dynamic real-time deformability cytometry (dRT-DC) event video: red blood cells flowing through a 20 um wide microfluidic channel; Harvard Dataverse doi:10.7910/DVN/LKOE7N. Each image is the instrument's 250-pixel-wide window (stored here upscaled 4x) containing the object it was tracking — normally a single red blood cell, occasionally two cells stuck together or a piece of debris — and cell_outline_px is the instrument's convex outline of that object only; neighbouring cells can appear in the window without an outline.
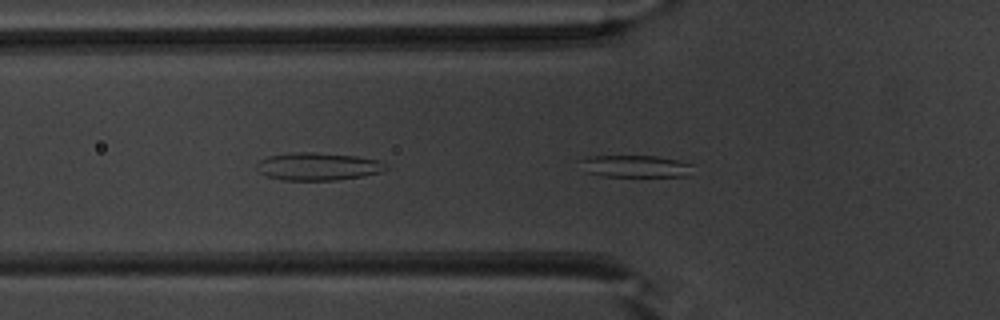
{"species": "common noctule bat (a hibernating species)", "species_latin": "Nyctalus noctula", "temperature_condition": "warm", "stored_images_in_passage": 38, "segment_of_instrument_passage": [1, 2], "camera_frame_rate_fps": 3000, "um_per_image_px": 0.085, "animal": {"sex": "male", "body_mass_g": 20.1, "forearm_length_mm": 53.5}, "frame": {"image": 1, "passage_image": 3, "time_ms": 0.667, "image_size_px": [1000, 320], "cell_outline_px": [[692, 164], [688, 176], [604, 176], [584, 172], [580, 160], [588, 156], [656, 156], [676, 160]], "centroid_in_image_um": [53.95, 14.13], "position_along_channel_um": 71.8, "area_um2": 14.33}}
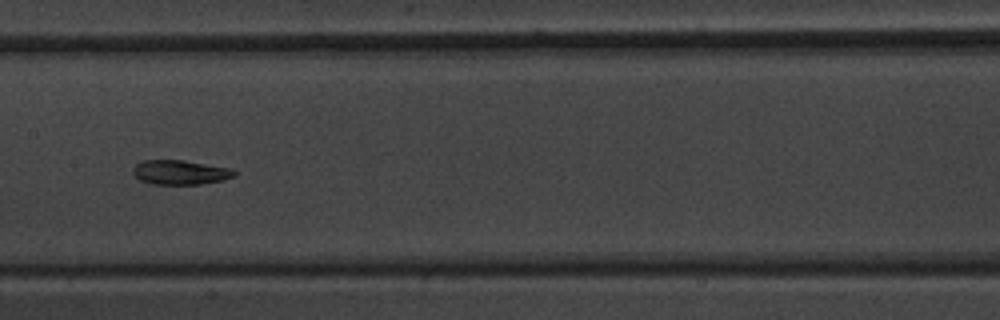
{"frame": {"image": 2, "passage_image": 12, "time_ms": 3.667, "image_size_px": [1000, 320], "cell_outline_px": [[236, 176], [220, 180], [200, 184], [152, 184], [140, 180], [132, 172], [132, 168], [136, 164], [144, 160], [184, 160], [232, 168], [236, 172]], "centroid_in_image_um": [15.32, 14.64], "position_along_channel_um": 192.1, "area_um2": 14.45}}
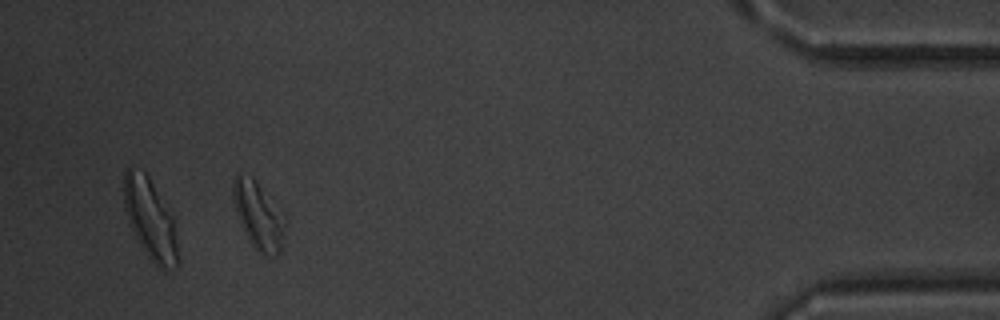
{"frame": {"image": 3, "passage_image": 33, "time_ms": 10.667, "image_size_px": [1000, 320], "cell_outline_px": [[288, 220], [280, 252], [276, 256], [264, 256], [252, 248], [240, 224], [236, 212], [232, 196], [232, 184], [236, 172], [252, 176], [256, 180], [284, 212]], "centroid_in_image_um": [21.99, 18.32], "position_along_channel_um": 413.2, "area_um2": 21.39}}